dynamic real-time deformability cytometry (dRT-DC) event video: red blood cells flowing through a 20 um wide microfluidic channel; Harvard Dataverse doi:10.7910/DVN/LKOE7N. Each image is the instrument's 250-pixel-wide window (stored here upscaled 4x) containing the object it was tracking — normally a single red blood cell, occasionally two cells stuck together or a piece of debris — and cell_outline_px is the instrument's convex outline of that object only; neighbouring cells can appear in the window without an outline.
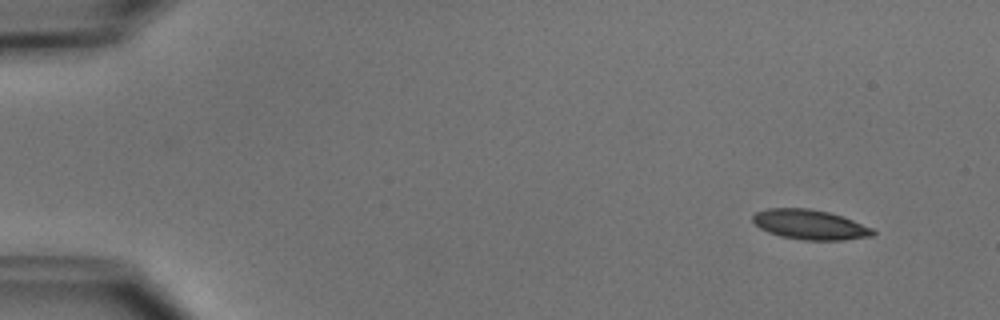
{"species": "common noctule bat (a hibernating species)", "species_latin": "Nyctalus noctula", "temperature_condition": "cold", "stored_images_in_passage": 5, "segment_of_instrument_passage": [2, 2], "camera_frame_rate_fps": 3000, "um_per_image_px": 0.085, "animal": {"sex": "male", "body_mass_g": 15.6}, "frame": {"image": 1, "passage_image": 5, "time_ms": 5.667, "image_size_px": [1000, 320], "cell_outline_px": [[876, 232], [872, 236], [844, 240], [804, 240], [780, 236], [768, 232], [760, 228], [752, 220], [752, 216], [756, 212], [768, 208], [808, 208], [828, 212], [852, 220], [872, 228]], "centroid_in_image_um": [68.82, 19.09], "position_along_channel_um": 16.2, "area_um2": 20.75}}